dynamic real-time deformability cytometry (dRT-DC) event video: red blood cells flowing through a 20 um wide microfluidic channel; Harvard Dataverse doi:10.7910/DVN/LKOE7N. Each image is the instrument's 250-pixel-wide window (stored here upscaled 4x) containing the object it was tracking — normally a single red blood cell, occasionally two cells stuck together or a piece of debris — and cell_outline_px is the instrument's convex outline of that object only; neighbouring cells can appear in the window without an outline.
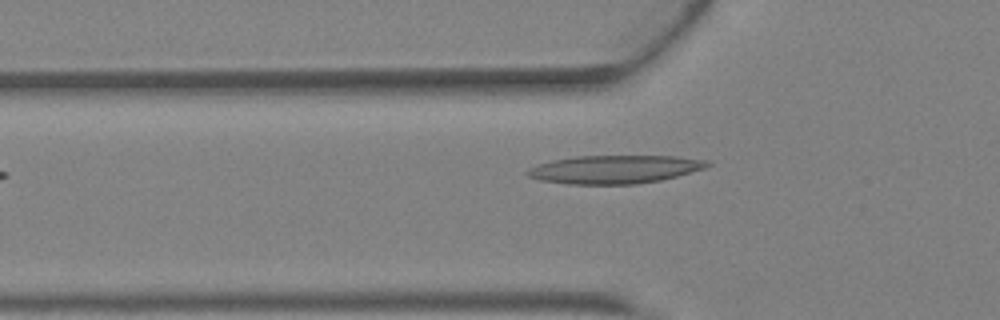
{"species": "Egyptian fruit bat (a non-hibernating species)", "species_latin": "Rousettus aegyptiacus", "temperature_condition": "warm", "stored_images_in_passage": 3, "camera_frame_rate_fps": 3000, "um_per_image_px": 0.085, "animal": {"sex": "female"}, "frame": {"image": 1, "passage_image": 3, "time_ms": 0.667, "image_size_px": [1000, 320], "cell_outline_px": [[712, 164], [704, 168], [676, 176], [660, 180], [636, 184], [568, 184], [540, 180], [528, 176], [524, 172], [528, 168], [536, 164], [552, 160], [576, 156], [676, 156], [708, 160]], "centroid_in_image_um": [52.2, 14.39], "position_along_channel_um": 73.6, "area_um2": 29.65}}